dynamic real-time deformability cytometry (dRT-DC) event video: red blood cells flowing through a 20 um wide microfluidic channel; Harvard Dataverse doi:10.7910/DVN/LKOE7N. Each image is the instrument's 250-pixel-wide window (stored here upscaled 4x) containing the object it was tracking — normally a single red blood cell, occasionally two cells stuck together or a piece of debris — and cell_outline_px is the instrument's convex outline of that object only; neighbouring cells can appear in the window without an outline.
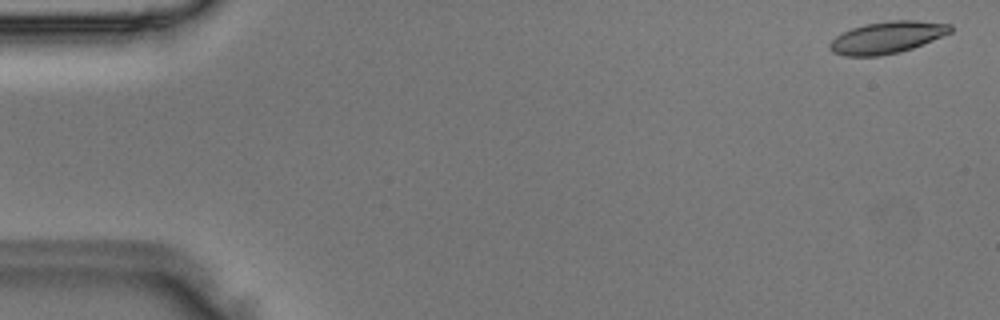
{"species": "Egyptian fruit bat (a non-hibernating species)", "species_latin": "Rousettus aegyptiacus", "temperature_condition": "room temperature", "stored_images_in_passage": 47, "camera_frame_rate_fps": 3000, "um_per_image_px": 0.085, "animal": {"sex": "male"}, "frame": {"image": 1, "passage_image": 2, "time_ms": 0.333, "image_size_px": [1000, 320], "cell_outline_px": [[952, 32], [912, 48], [900, 52], [880, 56], [844, 56], [832, 52], [828, 48], [828, 44], [836, 36], [852, 28], [868, 24], [888, 20], [916, 20], [952, 24]], "centroid_in_image_um": [75.4, 3.18], "position_along_channel_um": 9.6, "area_um2": 22.43}}
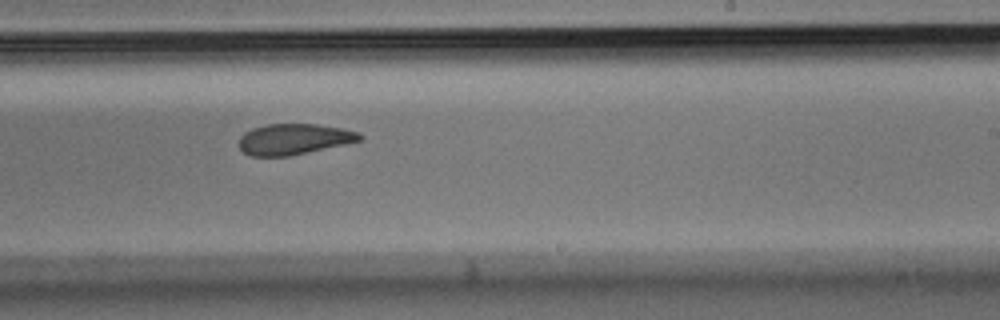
{"frame": {"image": 2, "passage_image": 30, "time_ms": 9.667, "image_size_px": [1000, 320], "cell_outline_px": [[364, 136], [360, 140], [344, 144], [288, 156], [252, 156], [244, 152], [240, 148], [240, 136], [244, 132], [252, 128], [268, 124], [316, 124], [340, 128], [360, 132]], "centroid_in_image_um": [24.97, 11.82], "position_along_channel_um": 264.0, "area_um2": 21.44}}
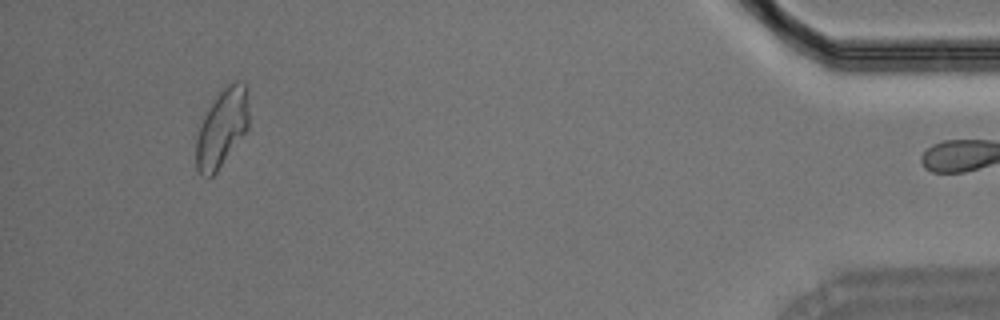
{"frame": {"image": 3, "passage_image": 46, "time_ms": 15.0, "image_size_px": [1000, 320], "cell_outline_px": [[248, 128], [216, 172], [208, 180], [200, 176], [196, 172], [196, 136], [204, 116], [216, 96], [228, 84], [236, 80], [240, 80], [248, 88]], "centroid_in_image_um": [18.85, 10.9], "position_along_channel_um": 416.3, "area_um2": 23.99}}